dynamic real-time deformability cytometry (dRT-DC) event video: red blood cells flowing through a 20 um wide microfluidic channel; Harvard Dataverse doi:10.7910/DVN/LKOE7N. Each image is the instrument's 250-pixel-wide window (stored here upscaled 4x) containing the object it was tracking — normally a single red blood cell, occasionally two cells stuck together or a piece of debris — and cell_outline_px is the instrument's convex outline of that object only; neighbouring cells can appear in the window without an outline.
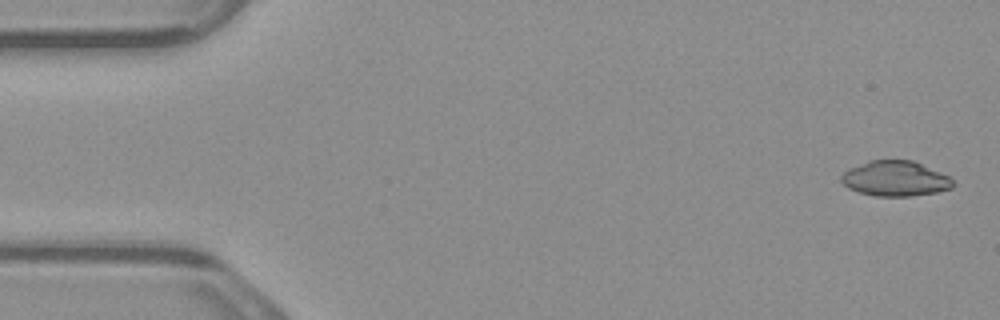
{"species": "common noctule bat (a hibernating species)", "species_latin": "Nyctalus noctula", "temperature_condition": "warm", "stored_images_in_passage": 5, "camera_frame_rate_fps": 3000, "um_per_image_px": 0.085, "animal": {"sex": "male", "body_mass_g": 23.1, "forearm_length_mm": 52.7}, "frame": {"image": 1, "passage_image": 1, "time_ms": 0.0, "image_size_px": [1000, 320], "cell_outline_px": [[952, 188], [936, 192], [912, 196], [876, 196], [860, 192], [848, 188], [840, 180], [840, 176], [848, 168], [868, 160], [912, 160], [948, 176], [952, 180]], "centroid_in_image_um": [76.05, 15.18], "position_along_channel_um": 9.0, "area_um2": 22.77}}